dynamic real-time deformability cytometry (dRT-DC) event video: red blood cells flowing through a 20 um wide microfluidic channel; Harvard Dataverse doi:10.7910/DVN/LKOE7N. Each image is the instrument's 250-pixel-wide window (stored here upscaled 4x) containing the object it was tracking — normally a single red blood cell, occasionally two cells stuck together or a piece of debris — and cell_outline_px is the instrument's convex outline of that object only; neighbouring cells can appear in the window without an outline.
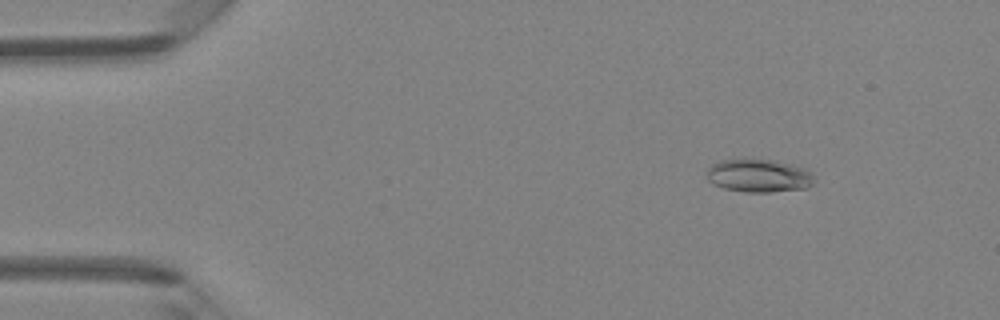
{"species": "Egyptian fruit bat (a non-hibernating species)", "species_latin": "Rousettus aegyptiacus", "temperature_condition": "room temperature", "stored_images_in_passage": 47, "camera_frame_rate_fps": 3000, "um_per_image_px": 0.085, "animal": {"sex": "female"}, "frame": {"image": 1, "passage_image": 6, "time_ms": 1.667, "image_size_px": [1000, 320], "cell_outline_px": [[816, 180], [812, 184], [804, 188], [772, 192], [744, 192], [724, 188], [712, 184], [708, 180], [708, 168], [712, 164], [720, 160], [744, 156], [772, 160], [804, 168], [812, 172]], "centroid_in_image_um": [64.47, 14.9], "position_along_channel_um": 20.5, "area_um2": 21.27}}
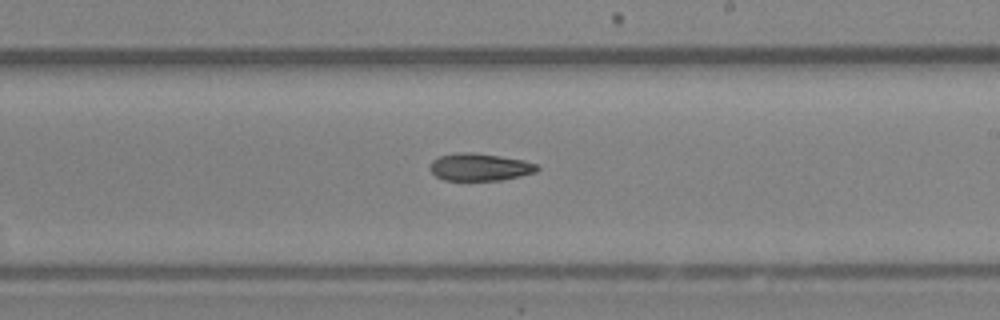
{"frame": {"image": 2, "passage_image": 28, "time_ms": 9.0, "image_size_px": [1000, 320], "cell_outline_px": [[540, 168], [536, 172], [504, 180], [444, 180], [436, 176], [428, 168], [432, 160], [440, 156], [460, 152], [472, 152], [500, 156], [524, 160], [536, 164]], "centroid_in_image_um": [40.78, 14.2], "position_along_channel_um": 248.2, "area_um2": 17.17}}
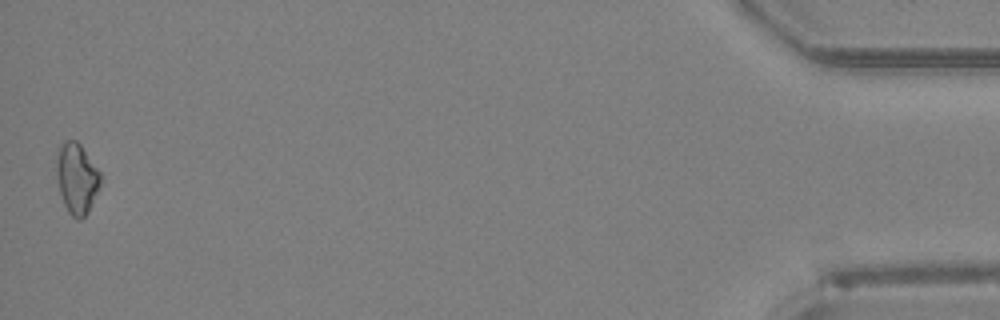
{"frame": {"image": 3, "passage_image": 47, "time_ms": 15.333, "image_size_px": [1000, 320], "cell_outline_px": [[100, 184], [88, 212], [80, 220], [76, 220], [68, 212], [64, 204], [60, 192], [56, 176], [56, 160], [60, 144], [64, 140], [76, 140], [80, 144], [100, 172]], "centroid_in_image_um": [6.5, 15.16], "position_along_channel_um": 428.7, "area_um2": 17.98}, "authors_computed_cell_mechanics": {"area_um2": 17.6868, "velocity_mm_per_s": 4.2957, "shape_relaxation_time_tau1_ms": 11.1105, "shape_relaxation_time_tau2_ms": null, "deformation_change_tau1": 0.1967, "deformation_change_tau2": null}}